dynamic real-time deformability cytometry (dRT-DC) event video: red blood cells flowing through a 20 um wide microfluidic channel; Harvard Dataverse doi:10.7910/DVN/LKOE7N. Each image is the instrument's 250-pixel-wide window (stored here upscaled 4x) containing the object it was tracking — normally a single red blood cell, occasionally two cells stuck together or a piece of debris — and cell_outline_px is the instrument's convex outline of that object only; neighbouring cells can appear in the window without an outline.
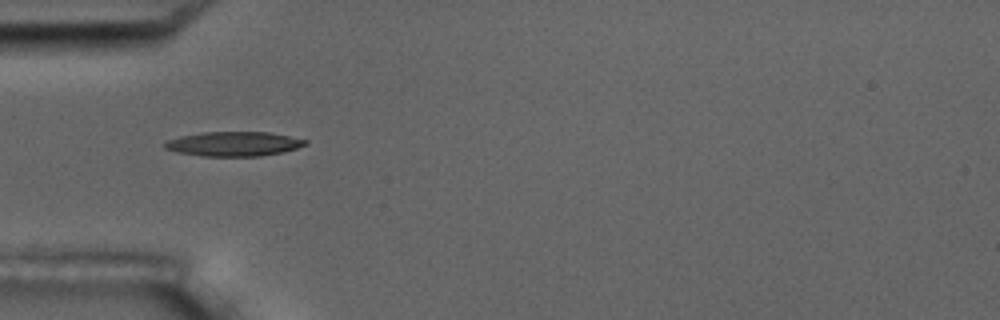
{"species": "common noctule bat (a hibernating species)", "species_latin": "Nyctalus noctula", "temperature_condition": "room temperature", "stored_images_in_passage": 5, "camera_frame_rate_fps": 3000, "um_per_image_px": 0.085, "animal": {"sex": "male", "body_mass_g": 17.5, "forearm_length_mm": 52.3}, "frame": {"image": 1, "passage_image": 4, "time_ms": 4.333, "image_size_px": [1000, 320], "cell_outline_px": [[308, 144], [284, 152], [260, 156], [200, 156], [176, 152], [164, 148], [160, 144], [168, 140], [180, 136], [204, 132], [268, 132], [308, 140]], "centroid_in_image_um": [19.83, 12.23], "position_along_channel_um": 65.2, "area_um2": 20.17}}